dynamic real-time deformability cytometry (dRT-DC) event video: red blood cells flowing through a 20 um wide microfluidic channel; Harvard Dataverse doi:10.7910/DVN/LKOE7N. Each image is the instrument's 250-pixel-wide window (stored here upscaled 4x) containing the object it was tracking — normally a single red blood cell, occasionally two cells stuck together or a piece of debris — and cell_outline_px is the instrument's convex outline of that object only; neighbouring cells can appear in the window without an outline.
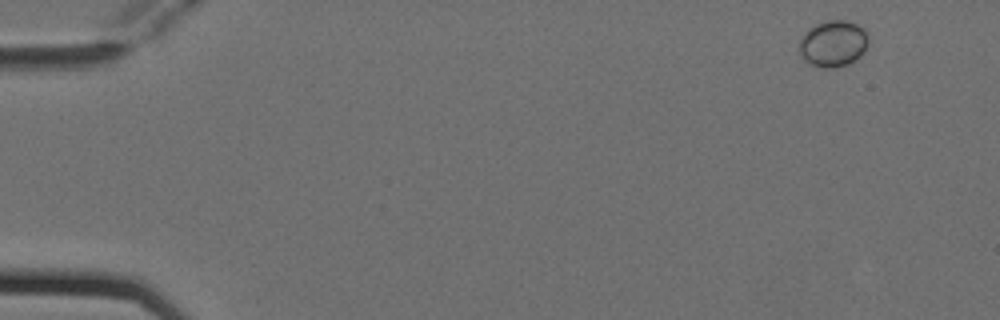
{"species": "Egyptian fruit bat (a non-hibernating species)", "species_latin": "Rousettus aegyptiacus", "temperature_condition": "cold", "stored_images_in_passage": 5, "camera_frame_rate_fps": 3000, "um_per_image_px": 0.085, "animal": {"sex": "female"}, "frame": {"image": 1, "passage_image": 1, "time_ms": 0.0, "image_size_px": [1000, 320], "cell_outline_px": [[868, 44], [864, 52], [860, 56], [848, 64], [836, 68], [816, 68], [808, 64], [800, 56], [800, 40], [804, 32], [816, 24], [828, 20], [844, 20], [856, 24], [868, 36]], "centroid_in_image_um": [70.79, 3.74], "position_along_channel_um": 14.2, "area_um2": 18.79}}
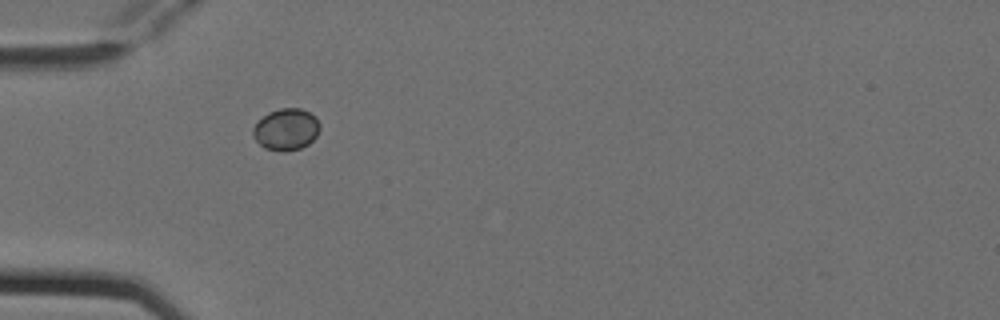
{"frame": {"image": 2, "passage_image": 4, "time_ms": 1.0, "image_size_px": [1000, 320], "cell_outline_px": [[320, 128], [316, 136], [308, 144], [300, 148], [284, 152], [280, 152], [264, 148], [252, 136], [252, 128], [268, 112], [280, 108], [300, 108], [316, 116], [320, 124]], "centroid_in_image_um": [24.32, 11.0], "position_along_channel_um": 60.7, "area_um2": 16.3}}
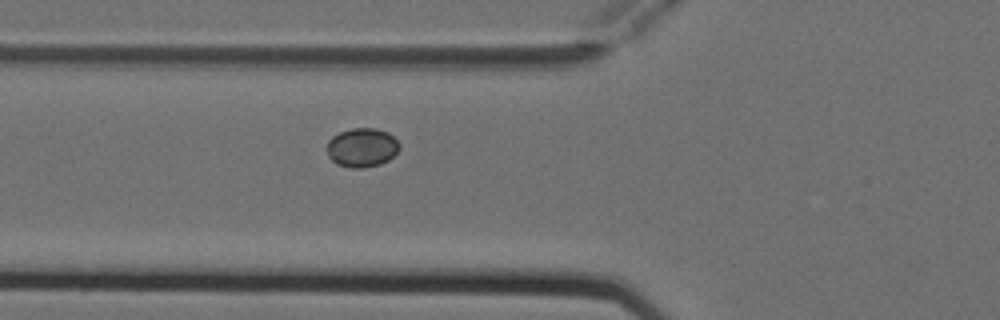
{"frame": {"image": 3, "passage_image": 5, "time_ms": 1.333, "image_size_px": [1000, 320], "cell_outline_px": [[400, 148], [388, 160], [380, 164], [364, 168], [352, 168], [336, 164], [328, 156], [324, 148], [328, 140], [332, 136], [340, 132], [352, 128], [376, 128], [388, 132], [400, 144]], "centroid_in_image_um": [30.72, 12.54], "position_along_channel_um": 95.1, "area_um2": 16.7}}